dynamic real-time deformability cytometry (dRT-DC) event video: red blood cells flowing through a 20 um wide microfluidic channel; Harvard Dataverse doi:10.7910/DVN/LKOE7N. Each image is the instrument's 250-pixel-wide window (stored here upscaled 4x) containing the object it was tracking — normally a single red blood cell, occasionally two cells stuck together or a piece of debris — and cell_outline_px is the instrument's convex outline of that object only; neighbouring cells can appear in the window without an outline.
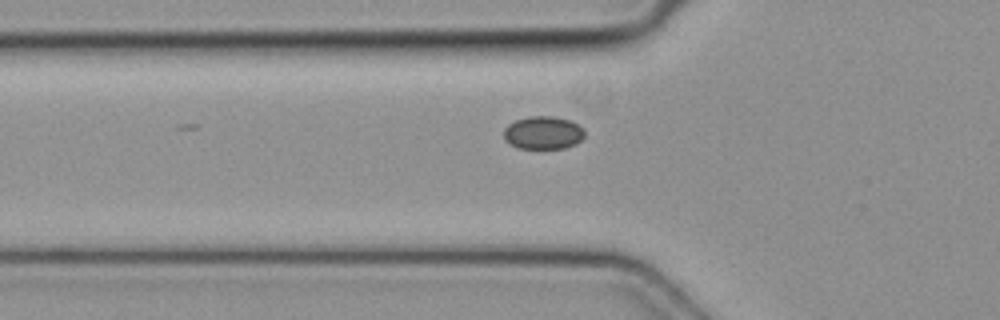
{"species": "common noctule bat (a hibernating species)", "species_latin": "Nyctalus noctula", "temperature_condition": "cold", "stored_images_in_passage": 7, "segment_of_instrument_passage": [2, 2], "camera_frame_rate_fps": 3000, "um_per_image_px": 0.085, "animal": {"sex": "female", "body_mass_g": 19.3, "forearm_length_mm": 54.1}, "frame": {"image": 1, "passage_image": 7, "time_ms": 2.0, "image_size_px": [1000, 320], "cell_outline_px": [[584, 136], [576, 144], [564, 148], [520, 148], [504, 140], [504, 128], [508, 124], [516, 120], [528, 116], [552, 116], [568, 120], [584, 128]], "centroid_in_image_um": [46.16, 11.28], "position_along_channel_um": 79.6, "area_um2": 15.43}}